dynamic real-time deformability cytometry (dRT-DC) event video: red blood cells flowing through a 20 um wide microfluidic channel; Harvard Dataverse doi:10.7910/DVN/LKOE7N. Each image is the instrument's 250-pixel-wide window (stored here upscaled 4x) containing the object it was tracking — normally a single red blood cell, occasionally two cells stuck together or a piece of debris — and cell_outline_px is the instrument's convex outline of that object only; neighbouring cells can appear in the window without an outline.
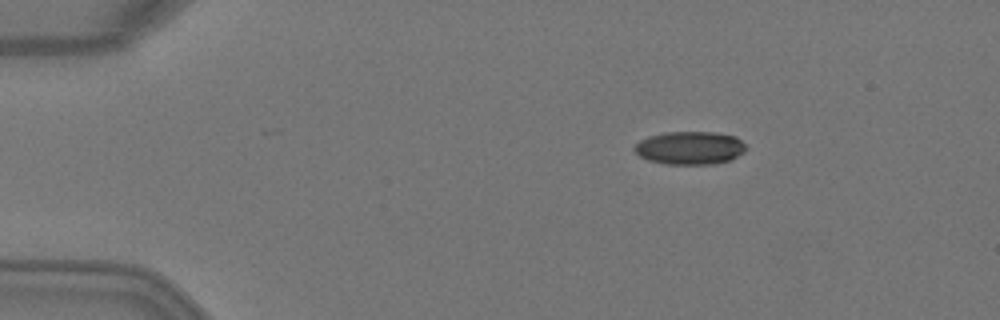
{"species": "Egyptian fruit bat (a non-hibernating species)", "species_latin": "Rousettus aegyptiacus", "temperature_condition": "warm", "stored_images_in_passage": 2, "camera_frame_rate_fps": 3000, "um_per_image_px": 0.085, "animal": {"sex": "female"}, "frame": {"image": 1, "passage_image": 1, "time_ms": 0.0, "image_size_px": [1000, 320], "cell_outline_px": [[748, 148], [744, 152], [732, 160], [712, 164], [664, 164], [648, 160], [640, 156], [632, 148], [640, 140], [648, 136], [664, 132], [716, 132], [736, 136]], "centroid_in_image_um": [58.65, 12.57], "position_along_channel_um": 26.3, "area_um2": 21.73}}